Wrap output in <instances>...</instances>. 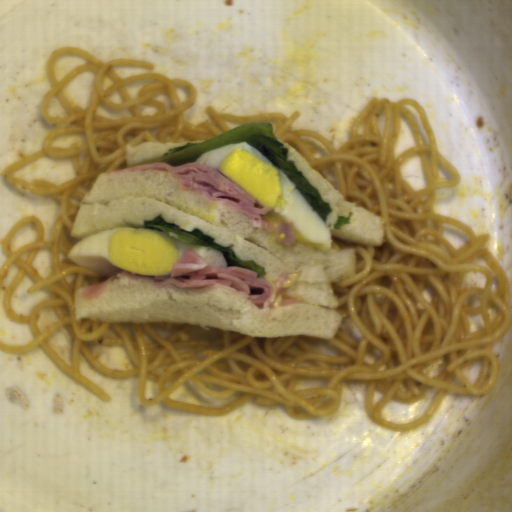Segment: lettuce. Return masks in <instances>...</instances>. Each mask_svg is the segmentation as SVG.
Masks as SVG:
<instances>
[{"instance_id": "obj_2", "label": "lettuce", "mask_w": 512, "mask_h": 512, "mask_svg": "<svg viewBox=\"0 0 512 512\" xmlns=\"http://www.w3.org/2000/svg\"><path fill=\"white\" fill-rule=\"evenodd\" d=\"M144 229L161 230L169 237L178 240L182 243L197 245L200 247H211L222 252L227 267L229 266H243L258 272L257 278H263L266 275V270L262 266L255 263L253 260L241 261L234 252L233 244L228 246H221L215 242L213 236L204 234L201 229L193 228L191 231L182 229L174 222H167L160 214L153 220L143 221Z\"/></svg>"}, {"instance_id": "obj_3", "label": "lettuce", "mask_w": 512, "mask_h": 512, "mask_svg": "<svg viewBox=\"0 0 512 512\" xmlns=\"http://www.w3.org/2000/svg\"><path fill=\"white\" fill-rule=\"evenodd\" d=\"M353 213L354 212H348L349 216L348 217H343V216H338V220L337 222L334 224V228L335 230L336 229H340L343 225L345 224H350V220L353 216Z\"/></svg>"}, {"instance_id": "obj_1", "label": "lettuce", "mask_w": 512, "mask_h": 512, "mask_svg": "<svg viewBox=\"0 0 512 512\" xmlns=\"http://www.w3.org/2000/svg\"><path fill=\"white\" fill-rule=\"evenodd\" d=\"M236 142L250 143L275 167L280 169L296 186L321 220L326 223L328 215L333 211L330 203L322 199L319 190L310 183L303 169L298 170L295 161L288 160V148L278 141L270 122L257 121L242 124L208 140L187 141L184 145L168 149L160 158L142 161L139 164L164 162L171 167L185 166L196 161L209 150Z\"/></svg>"}]
</instances>
